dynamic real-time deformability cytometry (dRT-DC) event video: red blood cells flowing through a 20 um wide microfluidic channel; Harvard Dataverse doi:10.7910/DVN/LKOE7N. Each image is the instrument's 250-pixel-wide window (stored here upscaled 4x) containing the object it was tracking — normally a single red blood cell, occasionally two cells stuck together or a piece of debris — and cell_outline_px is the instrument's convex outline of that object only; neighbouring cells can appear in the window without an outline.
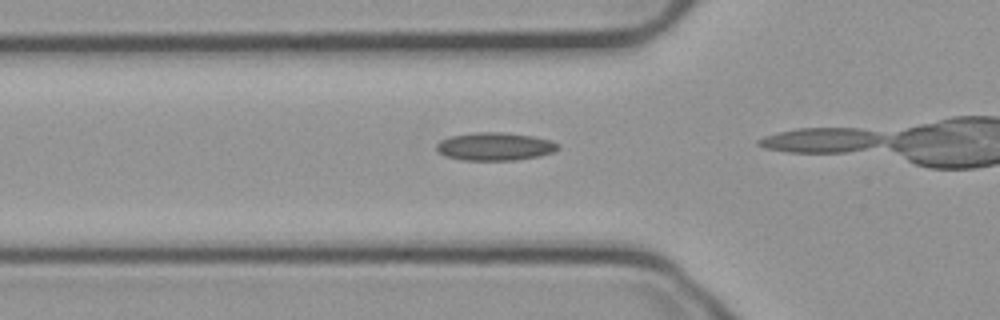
{"species": "common noctule bat (a hibernating species)", "species_latin": "Nyctalus noctula", "temperature_condition": "cold", "stored_images_in_passage": 13, "camera_frame_rate_fps": 3000, "um_per_image_px": 0.085, "animal": {"sex": "male", "body_mass_g": 23.1, "forearm_length_mm": 52.7}, "frame": {"image": 1, "passage_image": 12, "time_ms": 3.667, "image_size_px": [1000, 320], "cell_outline_px": [[560, 148], [552, 152], [540, 156], [516, 160], [460, 160], [444, 156], [436, 152], [436, 144], [440, 140], [452, 136], [476, 132], [500, 132], [532, 136], [552, 140], [560, 144]], "centroid_in_image_um": [42.05, 12.46], "position_along_channel_um": 83.7, "area_um2": 20.0}}